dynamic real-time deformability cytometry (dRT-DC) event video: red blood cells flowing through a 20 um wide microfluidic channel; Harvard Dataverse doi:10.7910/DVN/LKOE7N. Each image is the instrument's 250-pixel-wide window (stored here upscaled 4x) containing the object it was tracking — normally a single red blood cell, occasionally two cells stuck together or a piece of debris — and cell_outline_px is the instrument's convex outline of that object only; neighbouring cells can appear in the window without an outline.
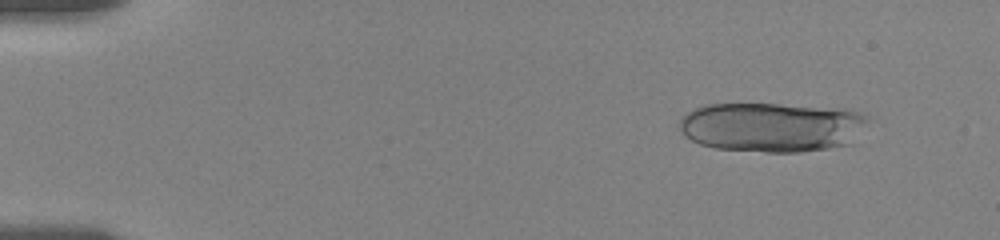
{"species": "human", "species_latin": "Homo sapiens", "temperature_condition": "room temperature", "stored_images_in_passage": 18, "camera_frame_rate_fps": 3000, "um_per_image_px": 0.085, "donor": {"sex": "female"}, "frame": {"image": 1, "passage_image": 5, "time_ms": 1.667, "image_size_px": [1000, 240], "cell_outline_px": [[868, 120], [852, 144], [828, 148], [800, 152], [764, 152], [716, 148], [700, 144], [684, 136], [680, 128], [680, 116], [704, 104], [780, 104], [840, 108], [860, 112], [868, 116]], "centroid_in_image_um": [65.61, 10.8], "position_along_channel_um": 19.4, "area_um2": 54.74}}